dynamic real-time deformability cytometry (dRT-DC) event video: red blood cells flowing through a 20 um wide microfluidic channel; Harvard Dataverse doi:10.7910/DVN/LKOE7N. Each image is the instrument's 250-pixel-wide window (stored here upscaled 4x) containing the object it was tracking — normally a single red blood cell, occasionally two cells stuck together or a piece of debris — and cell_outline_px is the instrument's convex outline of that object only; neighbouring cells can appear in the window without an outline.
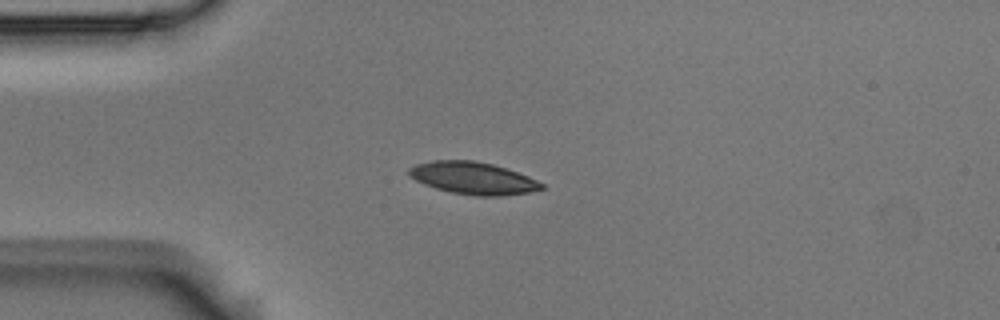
{"species": "Egyptian fruit bat (a non-hibernating species)", "species_latin": "Rousettus aegyptiacus", "temperature_condition": "room temperature", "stored_images_in_passage": 3, "camera_frame_rate_fps": 3000, "um_per_image_px": 0.085, "animal": {"sex": "male"}, "frame": {"image": 1, "passage_image": 3, "time_ms": 0.667, "image_size_px": [1000, 320], "cell_outline_px": [[544, 188], [528, 192], [500, 196], [476, 196], [452, 192], [436, 188], [424, 184], [408, 176], [408, 168], [416, 164], [432, 160], [476, 160], [492, 164], [528, 176], [544, 184]], "centroid_in_image_um": [40.17, 15.13], "position_along_channel_um": 44.8, "area_um2": 24.8}}